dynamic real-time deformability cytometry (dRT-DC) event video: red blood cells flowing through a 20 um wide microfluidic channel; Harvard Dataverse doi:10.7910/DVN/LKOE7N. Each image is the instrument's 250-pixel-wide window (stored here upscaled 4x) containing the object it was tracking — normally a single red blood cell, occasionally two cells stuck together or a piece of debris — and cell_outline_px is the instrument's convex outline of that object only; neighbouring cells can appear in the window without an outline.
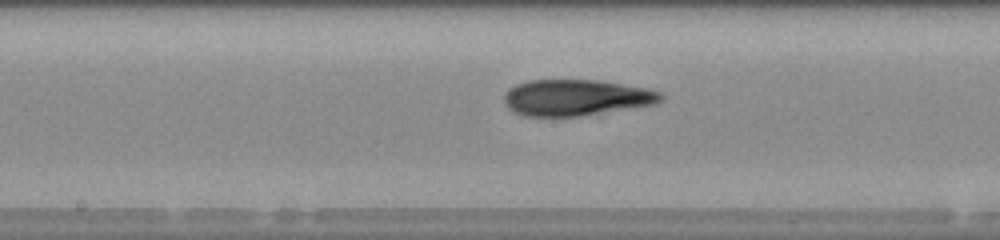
{"species": "human", "species_latin": "Homo sapiens", "temperature_condition": "room temperature", "stored_images_in_passage": 30, "camera_frame_rate_fps": 3000, "um_per_image_px": 0.085, "donor": {"sex": "male"}, "frame": {"image": 1, "passage_image": 17, "time_ms": 5.333, "image_size_px": [1000, 240], "cell_outline_px": [[664, 100], [656, 104], [580, 116], [524, 116], [512, 112], [504, 104], [504, 96], [516, 84], [528, 80], [600, 80], [648, 88], [660, 92], [664, 96]], "centroid_in_image_um": [49.0, 8.3], "position_along_channel_um": 199.2, "area_um2": 33.18}}
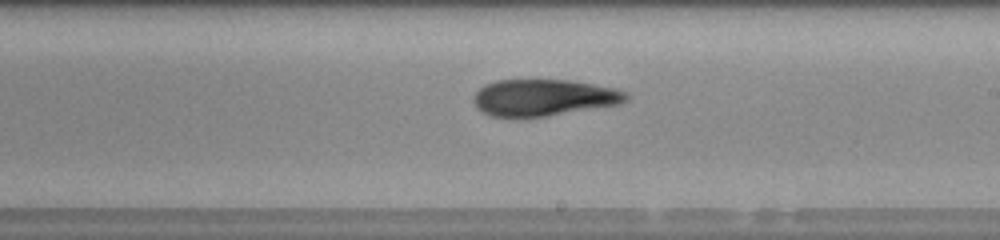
{"frame": {"image": 2, "passage_image": 20, "time_ms": 6.333, "image_size_px": [1000, 240], "cell_outline_px": [[628, 100], [620, 104], [544, 116], [488, 116], [480, 112], [476, 108], [472, 100], [472, 96], [480, 88], [496, 80], [568, 80], [616, 88], [628, 92]], "centroid_in_image_um": [46.2, 8.29], "position_along_channel_um": 242.8, "area_um2": 32.43}}